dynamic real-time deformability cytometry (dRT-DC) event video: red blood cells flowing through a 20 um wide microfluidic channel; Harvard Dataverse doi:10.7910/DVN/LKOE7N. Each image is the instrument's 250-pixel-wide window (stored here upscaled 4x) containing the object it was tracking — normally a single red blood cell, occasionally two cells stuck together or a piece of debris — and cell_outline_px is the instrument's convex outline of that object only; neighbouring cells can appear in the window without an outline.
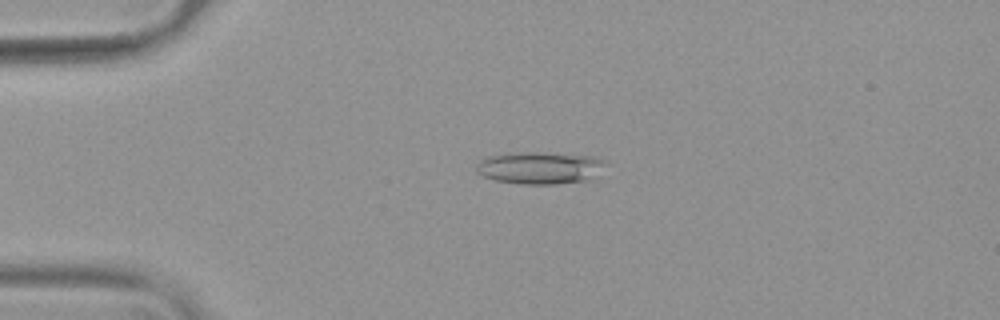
{"species": "common noctule bat (a hibernating species)", "species_latin": "Nyctalus noctula", "temperature_condition": "warm", "stored_images_in_passage": 54, "camera_frame_rate_fps": 3000, "um_per_image_px": 0.085, "animal": {"sex": "female", "body_mass_g": 19.9}, "frame": {"image": 1, "passage_image": 13, "time_ms": 4.0, "image_size_px": [1000, 320], "cell_outline_px": [[604, 164], [588, 180], [556, 184], [520, 184], [496, 180], [484, 176], [476, 172], [476, 164], [480, 160], [488, 156], [508, 152], [540, 152], [592, 156], [604, 160]], "centroid_in_image_um": [45.8, 14.25], "position_along_channel_um": 39.2, "area_um2": 24.1}}
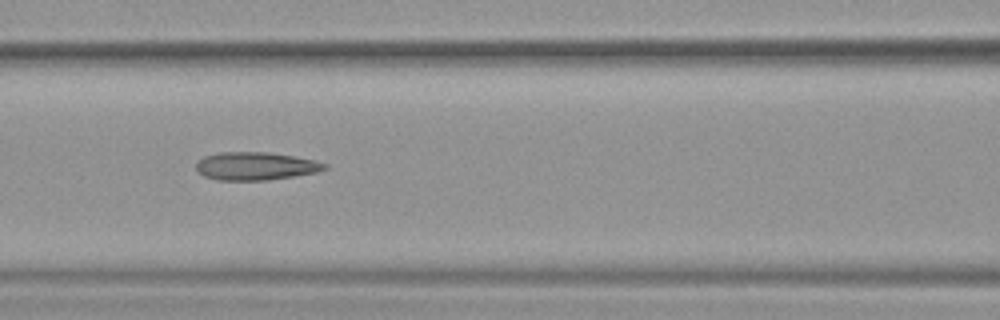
{"frame": {"image": 2, "passage_image": 24, "time_ms": 7.667, "image_size_px": [1000, 320], "cell_outline_px": [[328, 168], [316, 172], [268, 180], [216, 180], [204, 176], [196, 172], [196, 160], [204, 156], [220, 152], [268, 152], [316, 160], [328, 164]], "centroid_in_image_um": [21.68, 14.11], "position_along_channel_um": 144.9, "area_um2": 21.1}}
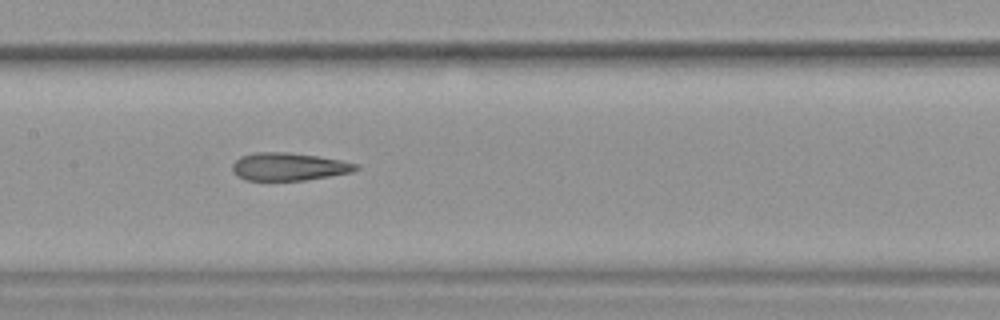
{"frame": {"image": 3, "passage_image": 27, "time_ms": 8.667, "image_size_px": [1000, 320], "cell_outline_px": [[360, 168], [352, 172], [304, 180], [244, 180], [236, 176], [232, 172], [232, 164], [240, 156], [256, 152], [288, 152], [316, 156], [340, 160], [360, 164]], "centroid_in_image_um": [24.52, 14.16], "position_along_channel_um": 182.9, "area_um2": 20.06}, "authors_computed_cell_mechanics": {"area_um2": 22.0796, "velocity_mm_per_s": 3.8093, "shape_relaxation_time_tau1_ms": null, "shape_relaxation_time_tau2_ms": 2.2437, "deformation_change_tau1": null, "deformation_change_tau2": 0.1354}}